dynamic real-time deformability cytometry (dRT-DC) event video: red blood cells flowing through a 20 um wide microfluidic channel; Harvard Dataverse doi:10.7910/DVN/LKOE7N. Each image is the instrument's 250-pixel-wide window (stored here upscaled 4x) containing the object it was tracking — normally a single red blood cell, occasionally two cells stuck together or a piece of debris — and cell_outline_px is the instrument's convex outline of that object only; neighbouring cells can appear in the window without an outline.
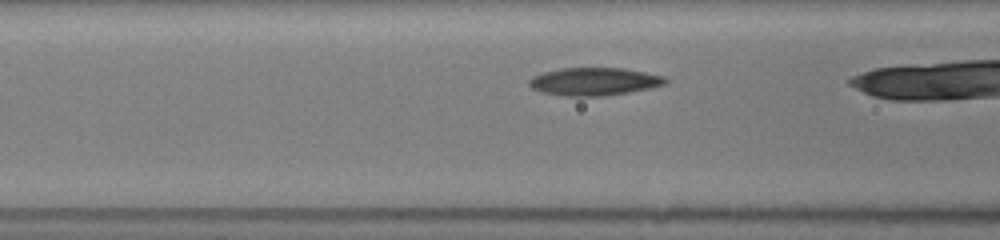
{"species": "common noctule bat (a hibernating species)", "species_latin": "Nyctalus noctula", "temperature_condition": "room temperature", "stored_images_in_passage": 30, "camera_frame_rate_fps": 3000, "um_per_image_px": 0.085, "animal": {"sex": "female", "body_mass_g": 19.5, "forearm_length_mm": 54.1}, "frame": {"image": 1, "passage_image": 7, "time_ms": 1.333, "image_size_px": [1000, 240], "cell_outline_px": [[668, 80], [664, 84], [648, 88], [628, 92], [604, 96], [560, 96], [540, 92], [532, 88], [528, 84], [528, 80], [532, 76], [544, 72], [560, 68], [624, 68], [664, 76]], "centroid_in_image_um": [50.44, 6.93], "position_along_channel_um": 116.2, "area_um2": 22.14}}
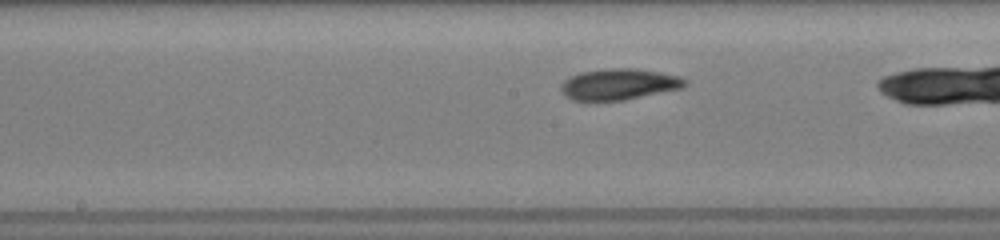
{"frame": {"image": 2, "passage_image": 13, "time_ms": 3.333, "image_size_px": [1000, 240], "cell_outline_px": [[688, 84], [684, 88], [624, 100], [572, 100], [564, 96], [560, 92], [560, 84], [568, 76], [580, 72], [608, 68], [632, 68], [660, 72], [680, 76], [688, 80]], "centroid_in_image_um": [52.61, 7.16], "position_along_channel_um": 195.6, "area_um2": 22.83}}
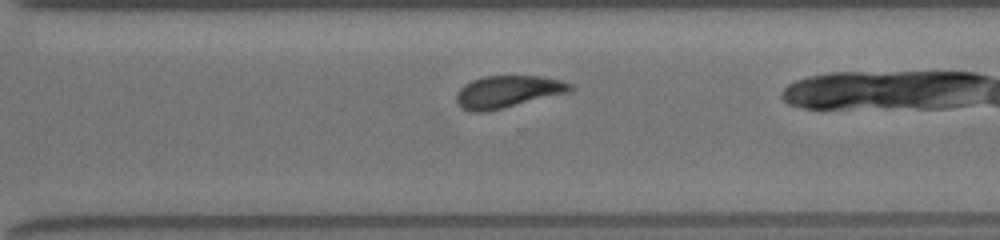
{"frame": {"image": 3, "passage_image": 23, "time_ms": 6.667, "image_size_px": [1000, 240], "cell_outline_px": [[572, 88], [568, 92], [488, 112], [472, 112], [460, 108], [456, 104], [456, 92], [464, 84], [472, 80], [484, 76], [540, 76], [564, 80], [572, 84]], "centroid_in_image_um": [43.1, 7.8], "position_along_channel_um": 327.5, "area_um2": 21.5}}